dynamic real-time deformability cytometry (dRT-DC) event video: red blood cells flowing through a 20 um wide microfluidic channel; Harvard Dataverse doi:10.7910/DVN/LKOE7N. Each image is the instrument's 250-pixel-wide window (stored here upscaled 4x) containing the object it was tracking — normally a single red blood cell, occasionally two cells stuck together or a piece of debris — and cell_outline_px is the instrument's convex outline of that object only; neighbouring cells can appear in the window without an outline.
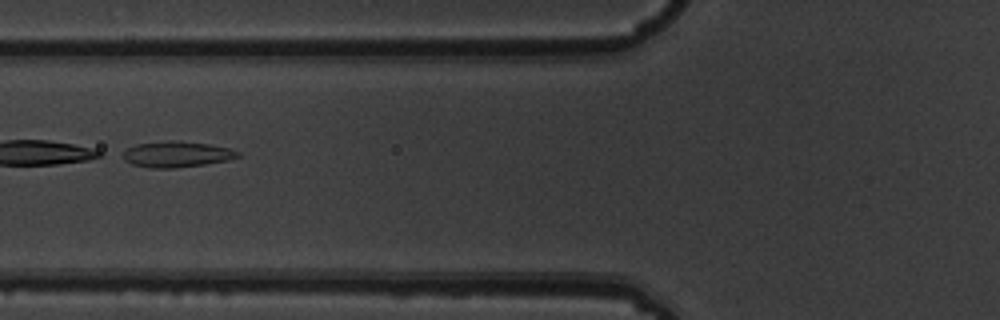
{"species": "common noctule bat (a hibernating species)", "species_latin": "Nyctalus noctula", "temperature_condition": "warm", "stored_images_in_passage": 5, "camera_frame_rate_fps": 3000, "um_per_image_px": 0.085, "animal": {"sex": "male", "body_mass_g": 19.5, "forearm_length_mm": 54.6}, "frame": {"image": 1, "passage_image": 2, "time_ms": 0.333, "image_size_px": [1000, 320], "cell_outline_px": [[240, 156], [228, 160], [204, 164], [176, 168], [148, 168], [132, 164], [116, 156], [128, 148], [136, 144], [172, 140], [180, 140], [208, 144], [228, 148], [240, 152]], "centroid_in_image_um": [14.95, 13.11], "position_along_channel_um": 110.9, "area_um2": 17.57}}
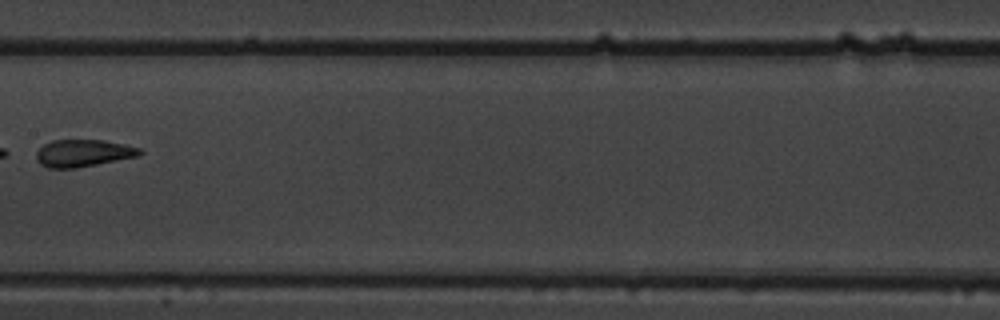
{"frame": {"image": 2, "passage_image": 4, "time_ms": 1.0, "image_size_px": [1000, 320], "cell_outline_px": [[144, 152], [136, 156], [96, 164], [72, 168], [48, 168], [40, 164], [36, 160], [36, 152], [44, 144], [52, 140], [104, 140], [124, 144], [140, 148]], "centroid_in_image_um": [7.04, 13.01], "position_along_channel_um": 200.4, "area_um2": 16.24}}
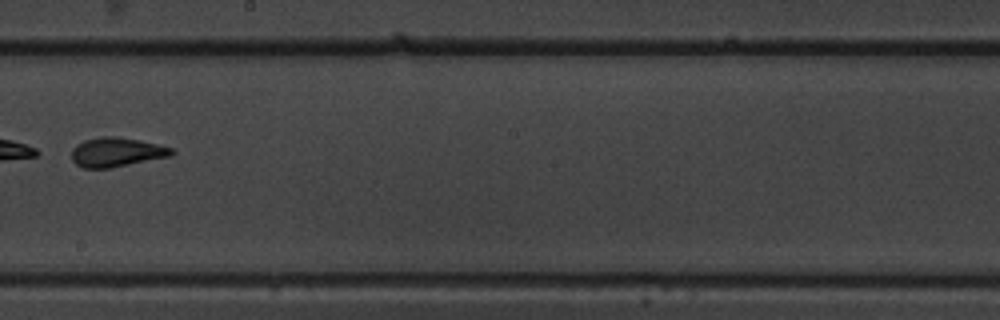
{"frame": {"image": 3, "passage_image": 5, "time_ms": 1.333, "image_size_px": [1000, 320], "cell_outline_px": [[176, 152], [168, 156], [108, 168], [84, 168], [76, 164], [72, 160], [72, 148], [76, 144], [84, 140], [104, 136], [112, 136], [136, 140], [156, 144], [172, 148]], "centroid_in_image_um": [9.84, 12.93], "position_along_channel_um": 238.4, "area_um2": 16.65}}